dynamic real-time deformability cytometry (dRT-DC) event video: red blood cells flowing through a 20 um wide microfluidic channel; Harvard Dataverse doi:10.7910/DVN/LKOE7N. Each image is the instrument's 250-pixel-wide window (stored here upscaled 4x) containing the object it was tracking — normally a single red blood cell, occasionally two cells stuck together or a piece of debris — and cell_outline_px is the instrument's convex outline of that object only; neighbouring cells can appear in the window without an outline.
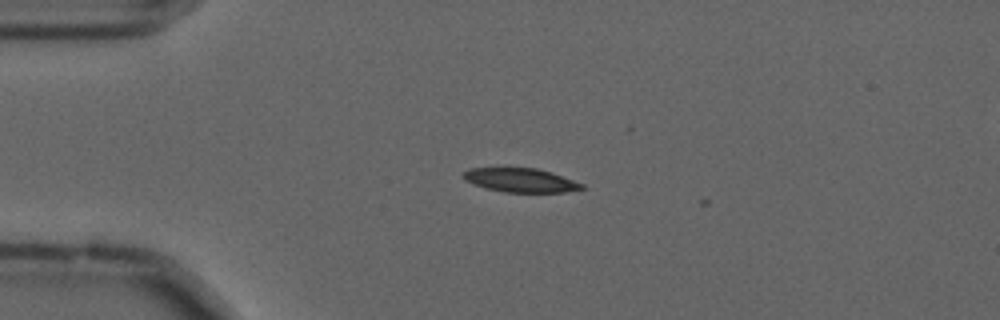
{"species": "common noctule bat (a hibernating species)", "species_latin": "Nyctalus noctula", "temperature_condition": "cold", "stored_images_in_passage": 7, "camera_frame_rate_fps": 3000, "um_per_image_px": 0.085, "animal": {"sex": "male", "forearm_length_mm": 52.5}, "frame": {"image": 1, "passage_image": 3, "time_ms": 0.667, "image_size_px": [1000, 320], "cell_outline_px": [[584, 188], [564, 192], [504, 192], [484, 188], [464, 180], [464, 172], [468, 168], [536, 168], [552, 172], [584, 184]], "centroid_in_image_um": [44.25, 15.31], "position_along_channel_um": 40.8, "area_um2": 16.47}}